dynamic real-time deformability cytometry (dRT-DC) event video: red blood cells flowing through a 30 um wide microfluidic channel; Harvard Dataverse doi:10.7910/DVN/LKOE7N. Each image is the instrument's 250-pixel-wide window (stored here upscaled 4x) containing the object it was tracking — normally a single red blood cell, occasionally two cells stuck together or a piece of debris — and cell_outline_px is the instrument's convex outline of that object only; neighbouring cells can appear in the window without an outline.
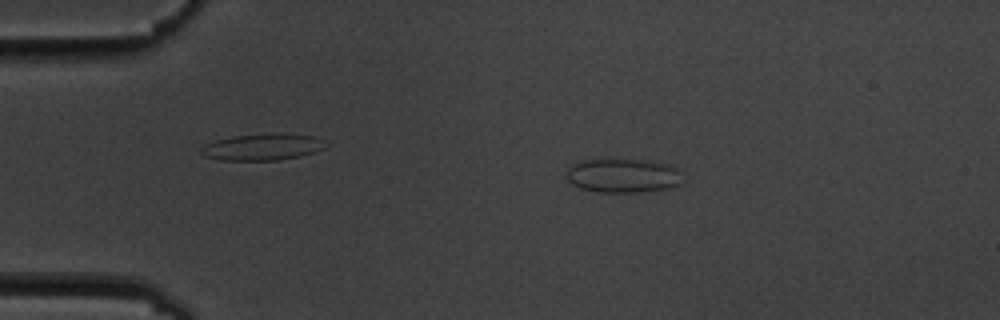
{"species": "common noctule bat (a hibernating species)", "species_latin": "Nyctalus noctula", "temperature_condition": "cold", "stored_images_in_passage": 4, "camera_frame_rate_fps": 3000, "um_per_image_px": 0.085, "animal": {"sex": "male", "body_mass_g": 19.5, "forearm_length_mm": 54.6}, "frame": {"image": 1, "passage_image": 2, "time_ms": 1.0, "image_size_px": [1000, 320], "cell_outline_px": [[680, 184], [668, 188], [636, 192], [596, 192], [580, 188], [572, 184], [564, 176], [568, 168], [572, 164], [580, 160], [640, 160], [668, 164], [676, 168], [680, 172]], "centroid_in_image_um": [52.89, 14.93], "position_along_channel_um": 32.1, "area_um2": 22.89}}
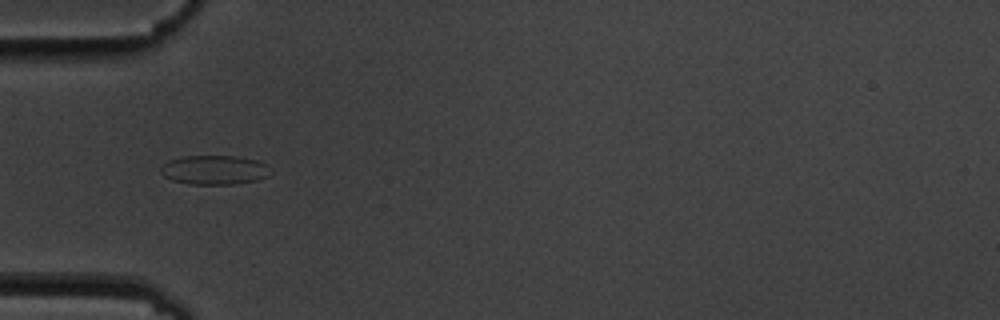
{"frame": {"image": 2, "passage_image": 4, "time_ms": 3.333, "image_size_px": [1000, 320], "cell_outline_px": [[272, 172], [268, 176], [256, 180], [236, 184], [188, 184], [172, 180], [164, 176], [160, 172], [160, 168], [168, 160], [180, 156], [236, 156], [256, 160], [268, 164]], "centroid_in_image_um": [18.23, 14.44], "position_along_channel_um": 66.8, "area_um2": 18.9}}